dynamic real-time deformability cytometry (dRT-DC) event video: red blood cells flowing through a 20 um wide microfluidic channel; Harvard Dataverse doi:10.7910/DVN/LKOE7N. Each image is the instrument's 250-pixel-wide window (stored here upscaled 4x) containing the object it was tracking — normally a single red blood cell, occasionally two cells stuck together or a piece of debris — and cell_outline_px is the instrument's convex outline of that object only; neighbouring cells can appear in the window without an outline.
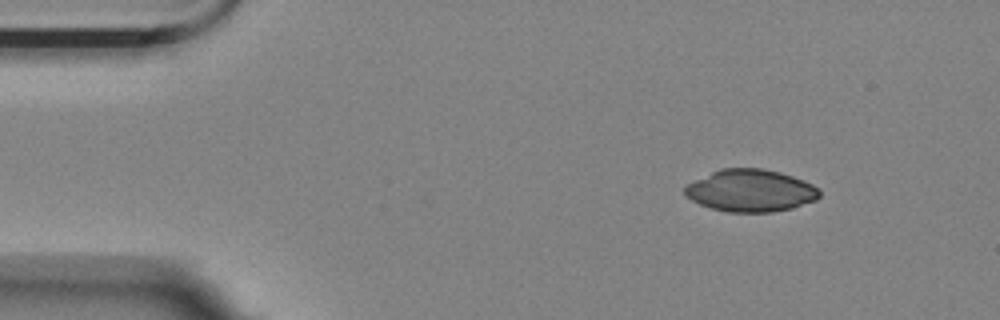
{"species": "Egyptian fruit bat (a non-hibernating species)", "species_latin": "Rousettus aegyptiacus", "temperature_condition": "room temperature", "stored_images_in_passage": 9, "camera_frame_rate_fps": 3000, "um_per_image_px": 0.085, "animal": {"sex": "female"}, "frame": {"image": 1, "passage_image": 1, "time_ms": 0.0, "image_size_px": [1000, 320], "cell_outline_px": [[820, 196], [816, 200], [792, 208], [772, 212], [728, 212], [712, 208], [700, 204], [684, 196], [684, 184], [720, 168], [760, 168], [780, 172], [804, 180], [820, 188]], "centroid_in_image_um": [63.78, 16.2], "position_along_channel_um": 21.2, "area_um2": 33.41}}
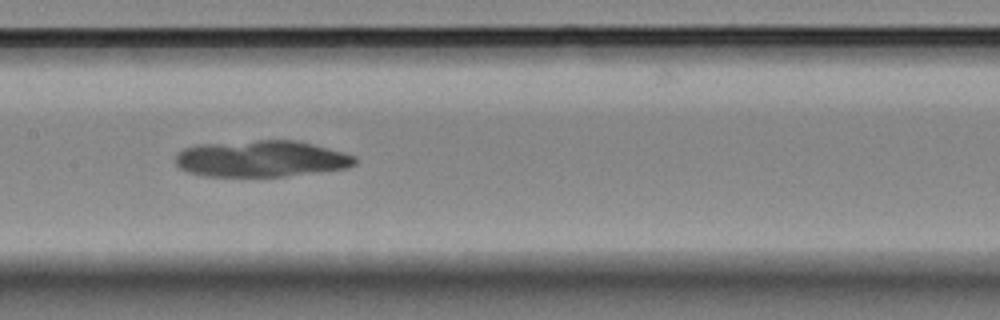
{"frame": {"image": 2, "passage_image": 7, "time_ms": 2.0, "image_size_px": [1000, 320], "cell_outline_px": [[356, 164], [348, 168], [320, 172], [284, 176], [204, 176], [188, 172], [180, 168], [176, 164], [176, 152], [184, 148], [196, 144], [256, 140], [296, 140], [344, 152], [356, 156]], "centroid_in_image_um": [22.2, 13.49], "position_along_channel_um": 185.2, "area_um2": 38.38}}